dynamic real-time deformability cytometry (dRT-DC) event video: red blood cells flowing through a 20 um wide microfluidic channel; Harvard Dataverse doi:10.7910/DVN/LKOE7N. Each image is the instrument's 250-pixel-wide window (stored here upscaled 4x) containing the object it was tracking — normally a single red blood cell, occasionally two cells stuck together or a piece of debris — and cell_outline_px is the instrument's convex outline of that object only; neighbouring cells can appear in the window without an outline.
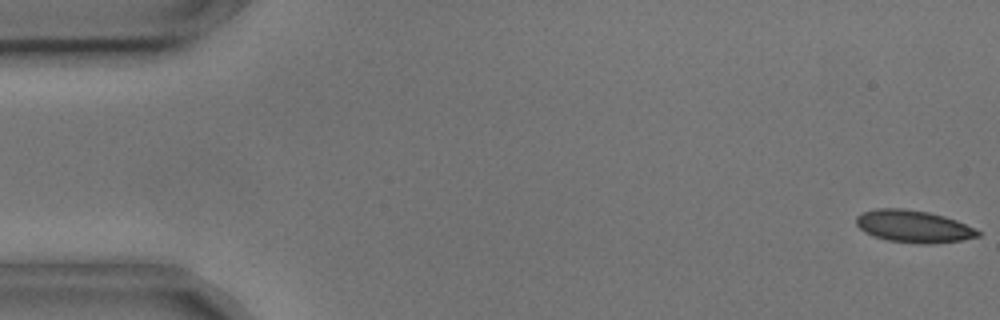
{"species": "common noctule bat (a hibernating species)", "species_latin": "Nyctalus noctula", "temperature_condition": "cold", "stored_images_in_passage": 50, "camera_frame_rate_fps": 3000, "um_per_image_px": 0.085, "animal": {"sex": "male", "body_mass_g": 17.9, "forearm_length_mm": 54.2}, "frame": {"image": 1, "passage_image": 1, "time_ms": 0.0, "image_size_px": [1000, 320], "cell_outline_px": [[980, 236], [964, 240], [928, 244], [920, 244], [888, 240], [864, 232], [856, 224], [856, 216], [860, 212], [876, 208], [904, 208], [928, 212], [944, 216], [956, 220], [980, 232]], "centroid_in_image_um": [77.62, 19.23], "position_along_channel_um": 7.4, "area_um2": 22.83}}
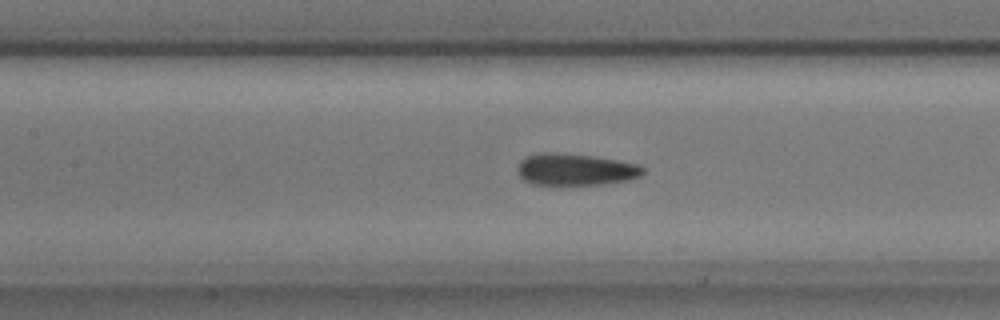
{"frame": {"image": 2, "passage_image": 24, "time_ms": 7.667, "image_size_px": [1000, 320], "cell_outline_px": [[644, 172], [640, 176], [628, 180], [600, 184], [532, 184], [524, 180], [520, 176], [516, 168], [520, 160], [528, 156], [540, 152], [556, 152], [592, 156], [640, 164], [644, 168]], "centroid_in_image_um": [48.89, 14.39], "position_along_channel_um": 158.5, "area_um2": 23.18}}
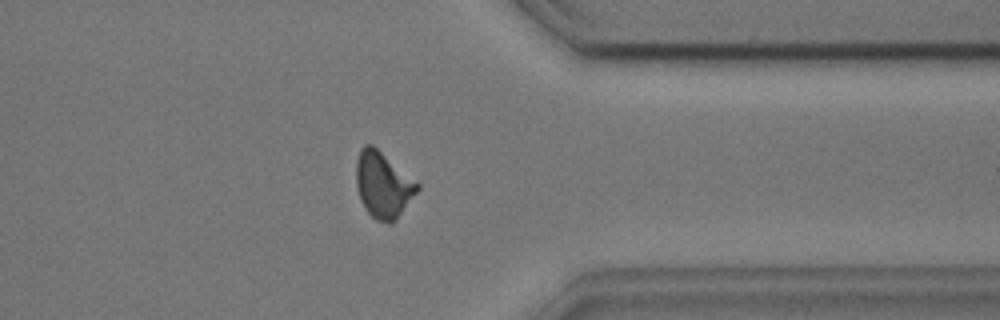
{"frame": {"image": 3, "passage_image": 43, "time_ms": 14.0, "image_size_px": [1000, 320], "cell_outline_px": [[420, 188], [392, 224], [388, 224], [376, 220], [364, 208], [360, 200], [356, 188], [356, 160], [360, 148], [364, 144], [372, 144], [420, 184]], "centroid_in_image_um": [32.53, 15.71], "position_along_channel_um": 378.9, "area_um2": 23.58}}